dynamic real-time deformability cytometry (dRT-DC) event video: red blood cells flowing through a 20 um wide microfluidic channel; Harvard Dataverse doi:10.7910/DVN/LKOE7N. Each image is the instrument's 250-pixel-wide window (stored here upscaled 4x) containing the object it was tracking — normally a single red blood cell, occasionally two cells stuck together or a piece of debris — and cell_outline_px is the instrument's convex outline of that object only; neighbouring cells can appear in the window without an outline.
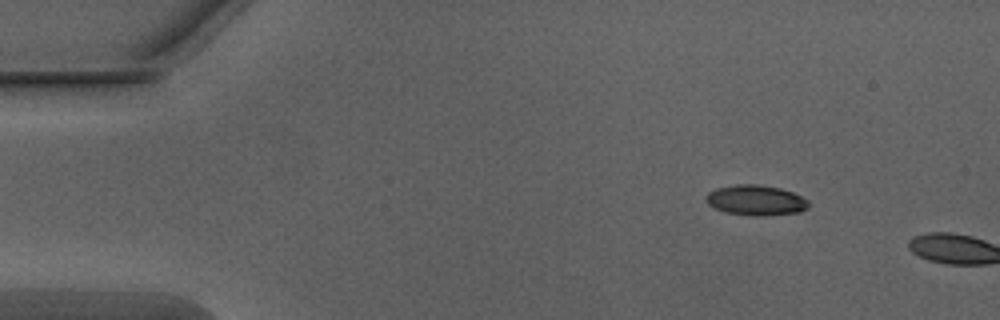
{"species": "Egyptian fruit bat (a non-hibernating species)", "species_latin": "Rousettus aegyptiacus", "temperature_condition": "warm", "stored_images_in_passage": 6, "camera_frame_rate_fps": 3000, "um_per_image_px": 0.085, "animal": {"sex": "male"}, "frame": {"image": 1, "passage_image": 5, "time_ms": 1.333, "image_size_px": [1000, 320], "cell_outline_px": [[808, 208], [800, 212], [764, 216], [752, 216], [724, 212], [712, 208], [704, 200], [704, 196], [708, 192], [716, 188], [736, 184], [756, 184], [780, 188], [792, 192], [808, 200]], "centroid_in_image_um": [64.19, 17.03], "position_along_channel_um": 20.8, "area_um2": 18.38}}